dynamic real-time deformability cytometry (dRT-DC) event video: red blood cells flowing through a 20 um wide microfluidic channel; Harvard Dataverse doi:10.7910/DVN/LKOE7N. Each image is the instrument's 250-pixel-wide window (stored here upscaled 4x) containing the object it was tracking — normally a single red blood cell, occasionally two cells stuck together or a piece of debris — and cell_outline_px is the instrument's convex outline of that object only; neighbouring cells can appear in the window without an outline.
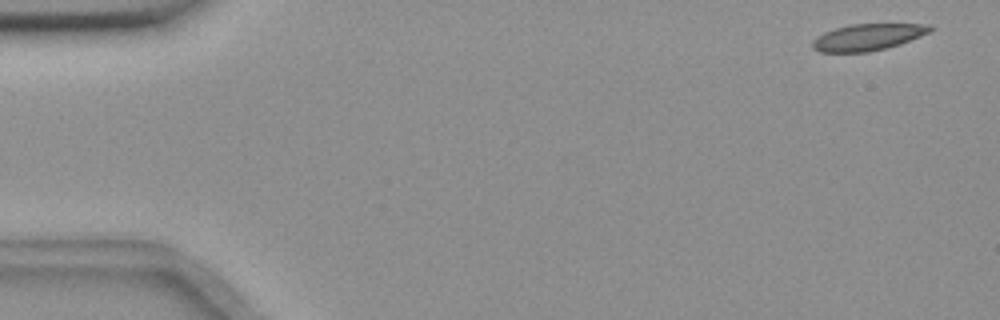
{"species": "common noctule bat (a hibernating species)", "species_latin": "Nyctalus noctula", "temperature_condition": "room temperature", "stored_images_in_passage": 19, "camera_frame_rate_fps": 3000, "um_per_image_px": 0.085, "animal": {"sex": "female", "body_mass_g": 18.4}, "frame": {"image": 1, "passage_image": 2, "time_ms": 0.333, "image_size_px": [1000, 320], "cell_outline_px": [[936, 28], [932, 32], [900, 44], [868, 52], [820, 52], [812, 48], [812, 40], [816, 36], [824, 32], [836, 28], [852, 24], [932, 24]], "centroid_in_image_um": [73.8, 3.15], "position_along_channel_um": 11.2, "area_um2": 18.38}}
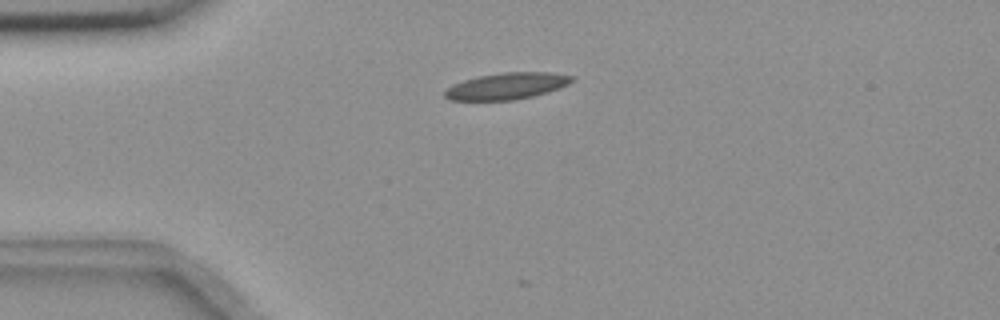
{"frame": {"image": 2, "passage_image": 13, "time_ms": 4.0, "image_size_px": [1000, 320], "cell_outline_px": [[572, 80], [568, 84], [548, 92], [516, 100], [448, 100], [444, 96], [444, 92], [452, 84], [464, 80], [480, 76], [504, 72], [548, 72], [572, 76]], "centroid_in_image_um": [43.04, 7.32], "position_along_channel_um": 42.0, "area_um2": 19.48}}